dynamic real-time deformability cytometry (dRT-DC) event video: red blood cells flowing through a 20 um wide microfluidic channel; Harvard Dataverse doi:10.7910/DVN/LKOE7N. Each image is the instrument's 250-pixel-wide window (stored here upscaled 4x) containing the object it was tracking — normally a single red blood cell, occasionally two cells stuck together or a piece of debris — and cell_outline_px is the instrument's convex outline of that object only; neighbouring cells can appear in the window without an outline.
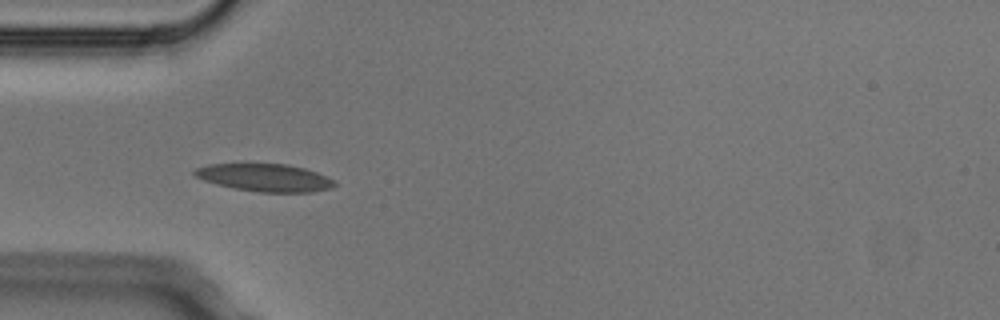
{"species": "Egyptian fruit bat (a non-hibernating species)", "species_latin": "Rousettus aegyptiacus", "temperature_condition": "cold", "stored_images_in_passage": 6, "camera_frame_rate_fps": 3000, "um_per_image_px": 0.085, "animal": {"sex": "male"}, "frame": {"image": 1, "passage_image": 5, "time_ms": 1.333, "image_size_px": [1000, 320], "cell_outline_px": [[336, 184], [332, 188], [312, 192], [260, 192], [232, 188], [216, 184], [204, 180], [196, 176], [192, 172], [196, 168], [208, 164], [288, 164], [304, 168], [316, 172], [332, 180]], "centroid_in_image_um": [22.49, 15.1], "position_along_channel_um": 62.5, "area_um2": 22.37}}
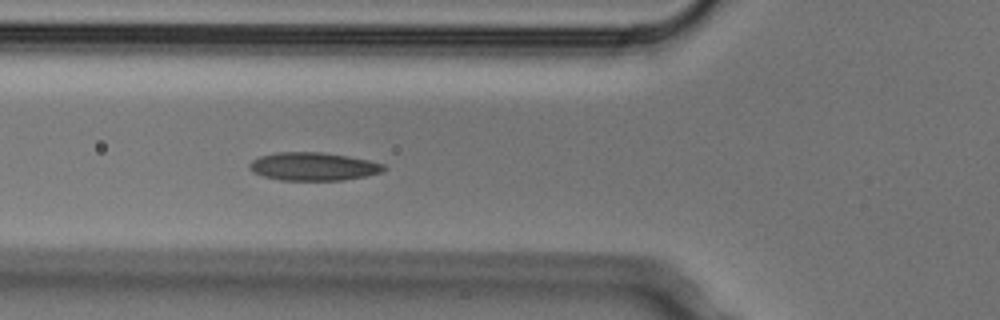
{"frame": {"image": 2, "passage_image": 6, "time_ms": 1.667, "image_size_px": [1000, 320], "cell_outline_px": [[388, 168], [380, 172], [364, 176], [344, 180], [280, 180], [264, 176], [252, 172], [248, 168], [248, 164], [252, 160], [260, 156], [276, 152], [324, 152], [348, 156], [368, 160], [384, 164]], "centroid_in_image_um": [26.61, 14.14], "position_along_channel_um": 99.2, "area_um2": 22.08}}